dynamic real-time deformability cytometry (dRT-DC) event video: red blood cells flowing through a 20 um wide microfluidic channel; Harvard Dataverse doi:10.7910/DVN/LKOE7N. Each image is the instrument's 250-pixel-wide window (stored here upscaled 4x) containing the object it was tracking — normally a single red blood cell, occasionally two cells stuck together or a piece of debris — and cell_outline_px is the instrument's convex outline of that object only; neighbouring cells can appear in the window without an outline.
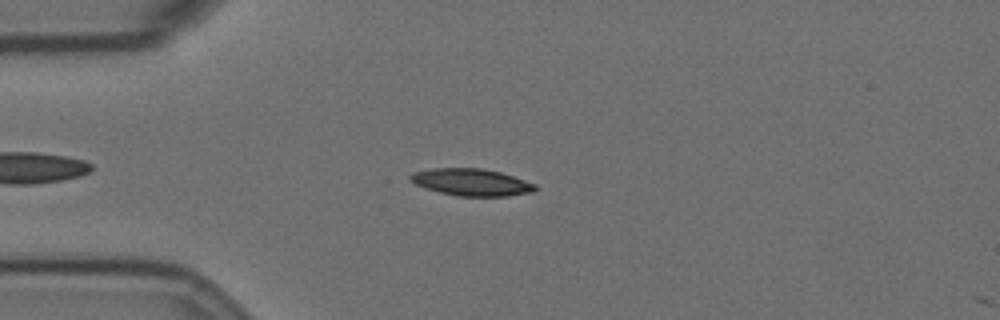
{"species": "Egyptian fruit bat (a non-hibernating species)", "species_latin": "Rousettus aegyptiacus", "temperature_condition": "room temperature", "stored_images_in_passage": 10, "camera_frame_rate_fps": 3000, "um_per_image_px": 0.085, "animal": {"sex": "female"}, "frame": {"image": 1, "passage_image": 9, "time_ms": 2.667, "image_size_px": [1000, 320], "cell_outline_px": [[540, 188], [536, 192], [508, 196], [456, 196], [424, 188], [408, 180], [408, 176], [412, 172], [432, 168], [480, 168], [500, 172], [536, 184]], "centroid_in_image_um": [40.08, 15.49], "position_along_channel_um": 44.9, "area_um2": 19.94}}